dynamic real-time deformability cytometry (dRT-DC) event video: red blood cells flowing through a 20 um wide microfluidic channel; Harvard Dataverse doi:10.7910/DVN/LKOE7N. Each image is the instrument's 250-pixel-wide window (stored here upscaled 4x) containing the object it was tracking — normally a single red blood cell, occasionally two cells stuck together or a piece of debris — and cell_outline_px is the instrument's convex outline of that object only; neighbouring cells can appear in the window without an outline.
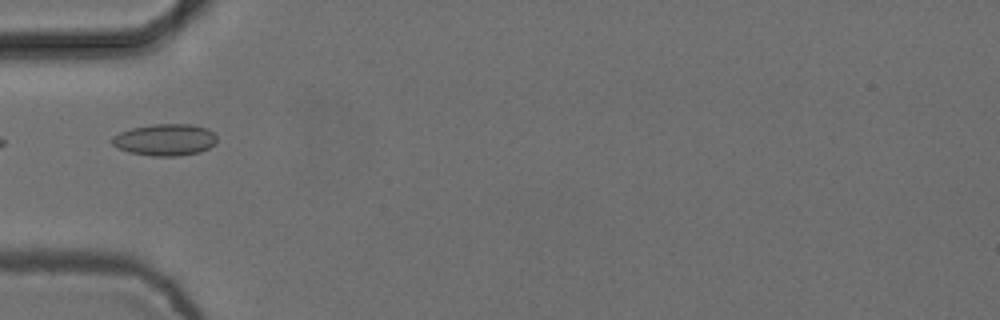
{"species": "common noctule bat (a hibernating species)", "species_latin": "Nyctalus noctula", "temperature_condition": "cold", "stored_images_in_passage": 4, "camera_frame_rate_fps": 3000, "um_per_image_px": 0.085, "animal": {"sex": "female", "body_mass_g": 24.6, "forearm_length_mm": 56.2}, "frame": {"image": 1, "passage_image": 4, "time_ms": 1.0, "image_size_px": [1000, 320], "cell_outline_px": [[216, 144], [200, 152], [176, 156], [152, 156], [128, 152], [116, 148], [112, 144], [112, 136], [120, 132], [132, 128], [152, 124], [192, 124], [208, 128], [216, 136]], "centroid_in_image_um": [14.02, 11.88], "position_along_channel_um": 71.0, "area_um2": 19.54}}